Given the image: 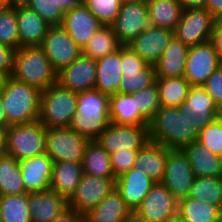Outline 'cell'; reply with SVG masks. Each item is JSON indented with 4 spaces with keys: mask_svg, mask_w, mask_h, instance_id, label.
I'll return each mask as SVG.
<instances>
[{
    "mask_svg": "<svg viewBox=\"0 0 222 222\" xmlns=\"http://www.w3.org/2000/svg\"><path fill=\"white\" fill-rule=\"evenodd\" d=\"M122 46L112 26L102 25L84 46L82 55L97 60L120 49Z\"/></svg>",
    "mask_w": 222,
    "mask_h": 222,
    "instance_id": "cell-35",
    "label": "cell"
},
{
    "mask_svg": "<svg viewBox=\"0 0 222 222\" xmlns=\"http://www.w3.org/2000/svg\"><path fill=\"white\" fill-rule=\"evenodd\" d=\"M167 148L149 140L138 150L133 169L144 172L155 183H161L166 166Z\"/></svg>",
    "mask_w": 222,
    "mask_h": 222,
    "instance_id": "cell-26",
    "label": "cell"
},
{
    "mask_svg": "<svg viewBox=\"0 0 222 222\" xmlns=\"http://www.w3.org/2000/svg\"><path fill=\"white\" fill-rule=\"evenodd\" d=\"M19 166L28 193L50 190L53 161L46 152L19 161Z\"/></svg>",
    "mask_w": 222,
    "mask_h": 222,
    "instance_id": "cell-21",
    "label": "cell"
},
{
    "mask_svg": "<svg viewBox=\"0 0 222 222\" xmlns=\"http://www.w3.org/2000/svg\"><path fill=\"white\" fill-rule=\"evenodd\" d=\"M220 222H222V208H221Z\"/></svg>",
    "mask_w": 222,
    "mask_h": 222,
    "instance_id": "cell-65",
    "label": "cell"
},
{
    "mask_svg": "<svg viewBox=\"0 0 222 222\" xmlns=\"http://www.w3.org/2000/svg\"><path fill=\"white\" fill-rule=\"evenodd\" d=\"M165 222H188L185 220L179 213L173 215L171 218H168Z\"/></svg>",
    "mask_w": 222,
    "mask_h": 222,
    "instance_id": "cell-57",
    "label": "cell"
},
{
    "mask_svg": "<svg viewBox=\"0 0 222 222\" xmlns=\"http://www.w3.org/2000/svg\"><path fill=\"white\" fill-rule=\"evenodd\" d=\"M131 211L115 188L84 217L90 222H121Z\"/></svg>",
    "mask_w": 222,
    "mask_h": 222,
    "instance_id": "cell-31",
    "label": "cell"
},
{
    "mask_svg": "<svg viewBox=\"0 0 222 222\" xmlns=\"http://www.w3.org/2000/svg\"><path fill=\"white\" fill-rule=\"evenodd\" d=\"M139 1H144V0H120L121 4L130 3V2H139Z\"/></svg>",
    "mask_w": 222,
    "mask_h": 222,
    "instance_id": "cell-60",
    "label": "cell"
},
{
    "mask_svg": "<svg viewBox=\"0 0 222 222\" xmlns=\"http://www.w3.org/2000/svg\"><path fill=\"white\" fill-rule=\"evenodd\" d=\"M8 127L38 120L41 91L32 85L5 77L0 90Z\"/></svg>",
    "mask_w": 222,
    "mask_h": 222,
    "instance_id": "cell-3",
    "label": "cell"
},
{
    "mask_svg": "<svg viewBox=\"0 0 222 222\" xmlns=\"http://www.w3.org/2000/svg\"><path fill=\"white\" fill-rule=\"evenodd\" d=\"M133 95L136 96V104L140 115L149 123L156 111L161 107L159 88L156 81Z\"/></svg>",
    "mask_w": 222,
    "mask_h": 222,
    "instance_id": "cell-40",
    "label": "cell"
},
{
    "mask_svg": "<svg viewBox=\"0 0 222 222\" xmlns=\"http://www.w3.org/2000/svg\"><path fill=\"white\" fill-rule=\"evenodd\" d=\"M121 66L123 77L119 93L134 94L155 82V66L148 64L128 46L121 47Z\"/></svg>",
    "mask_w": 222,
    "mask_h": 222,
    "instance_id": "cell-8",
    "label": "cell"
},
{
    "mask_svg": "<svg viewBox=\"0 0 222 222\" xmlns=\"http://www.w3.org/2000/svg\"><path fill=\"white\" fill-rule=\"evenodd\" d=\"M149 25L147 4L144 0L121 4L118 16L111 26L120 43L127 46Z\"/></svg>",
    "mask_w": 222,
    "mask_h": 222,
    "instance_id": "cell-15",
    "label": "cell"
},
{
    "mask_svg": "<svg viewBox=\"0 0 222 222\" xmlns=\"http://www.w3.org/2000/svg\"><path fill=\"white\" fill-rule=\"evenodd\" d=\"M219 57L222 59V25H220L216 20L213 25L210 41Z\"/></svg>",
    "mask_w": 222,
    "mask_h": 222,
    "instance_id": "cell-48",
    "label": "cell"
},
{
    "mask_svg": "<svg viewBox=\"0 0 222 222\" xmlns=\"http://www.w3.org/2000/svg\"><path fill=\"white\" fill-rule=\"evenodd\" d=\"M32 222H51L68 208V200L52 190L28 193Z\"/></svg>",
    "mask_w": 222,
    "mask_h": 222,
    "instance_id": "cell-23",
    "label": "cell"
},
{
    "mask_svg": "<svg viewBox=\"0 0 222 222\" xmlns=\"http://www.w3.org/2000/svg\"><path fill=\"white\" fill-rule=\"evenodd\" d=\"M109 124V96L96 89L78 93L76 114L69 127L89 141H96Z\"/></svg>",
    "mask_w": 222,
    "mask_h": 222,
    "instance_id": "cell-2",
    "label": "cell"
},
{
    "mask_svg": "<svg viewBox=\"0 0 222 222\" xmlns=\"http://www.w3.org/2000/svg\"><path fill=\"white\" fill-rule=\"evenodd\" d=\"M179 110L194 127L201 131L219 117L220 110L203 86H192Z\"/></svg>",
    "mask_w": 222,
    "mask_h": 222,
    "instance_id": "cell-16",
    "label": "cell"
},
{
    "mask_svg": "<svg viewBox=\"0 0 222 222\" xmlns=\"http://www.w3.org/2000/svg\"><path fill=\"white\" fill-rule=\"evenodd\" d=\"M40 48L57 73L82 55V48L61 25L50 26Z\"/></svg>",
    "mask_w": 222,
    "mask_h": 222,
    "instance_id": "cell-10",
    "label": "cell"
},
{
    "mask_svg": "<svg viewBox=\"0 0 222 222\" xmlns=\"http://www.w3.org/2000/svg\"><path fill=\"white\" fill-rule=\"evenodd\" d=\"M215 18L205 8L183 10L174 36L191 47L210 41Z\"/></svg>",
    "mask_w": 222,
    "mask_h": 222,
    "instance_id": "cell-12",
    "label": "cell"
},
{
    "mask_svg": "<svg viewBox=\"0 0 222 222\" xmlns=\"http://www.w3.org/2000/svg\"><path fill=\"white\" fill-rule=\"evenodd\" d=\"M78 93L59 83L41 91L38 120L47 128L69 127L76 114Z\"/></svg>",
    "mask_w": 222,
    "mask_h": 222,
    "instance_id": "cell-5",
    "label": "cell"
},
{
    "mask_svg": "<svg viewBox=\"0 0 222 222\" xmlns=\"http://www.w3.org/2000/svg\"><path fill=\"white\" fill-rule=\"evenodd\" d=\"M219 118L222 120V109L220 110Z\"/></svg>",
    "mask_w": 222,
    "mask_h": 222,
    "instance_id": "cell-63",
    "label": "cell"
},
{
    "mask_svg": "<svg viewBox=\"0 0 222 222\" xmlns=\"http://www.w3.org/2000/svg\"><path fill=\"white\" fill-rule=\"evenodd\" d=\"M61 26L83 49L102 24L82 3L64 12Z\"/></svg>",
    "mask_w": 222,
    "mask_h": 222,
    "instance_id": "cell-19",
    "label": "cell"
},
{
    "mask_svg": "<svg viewBox=\"0 0 222 222\" xmlns=\"http://www.w3.org/2000/svg\"><path fill=\"white\" fill-rule=\"evenodd\" d=\"M6 132L7 129L0 127V155L6 154Z\"/></svg>",
    "mask_w": 222,
    "mask_h": 222,
    "instance_id": "cell-54",
    "label": "cell"
},
{
    "mask_svg": "<svg viewBox=\"0 0 222 222\" xmlns=\"http://www.w3.org/2000/svg\"><path fill=\"white\" fill-rule=\"evenodd\" d=\"M221 63L222 59L210 42L191 46L187 54L184 77L192 86H202Z\"/></svg>",
    "mask_w": 222,
    "mask_h": 222,
    "instance_id": "cell-14",
    "label": "cell"
},
{
    "mask_svg": "<svg viewBox=\"0 0 222 222\" xmlns=\"http://www.w3.org/2000/svg\"><path fill=\"white\" fill-rule=\"evenodd\" d=\"M116 188V178H102L83 174L68 207L85 215Z\"/></svg>",
    "mask_w": 222,
    "mask_h": 222,
    "instance_id": "cell-13",
    "label": "cell"
},
{
    "mask_svg": "<svg viewBox=\"0 0 222 222\" xmlns=\"http://www.w3.org/2000/svg\"><path fill=\"white\" fill-rule=\"evenodd\" d=\"M84 215L68 207L51 222H82Z\"/></svg>",
    "mask_w": 222,
    "mask_h": 222,
    "instance_id": "cell-49",
    "label": "cell"
},
{
    "mask_svg": "<svg viewBox=\"0 0 222 222\" xmlns=\"http://www.w3.org/2000/svg\"><path fill=\"white\" fill-rule=\"evenodd\" d=\"M96 61V81L94 89L108 96L119 93L122 79L121 48Z\"/></svg>",
    "mask_w": 222,
    "mask_h": 222,
    "instance_id": "cell-25",
    "label": "cell"
},
{
    "mask_svg": "<svg viewBox=\"0 0 222 222\" xmlns=\"http://www.w3.org/2000/svg\"><path fill=\"white\" fill-rule=\"evenodd\" d=\"M9 7H17L26 5L28 0H5Z\"/></svg>",
    "mask_w": 222,
    "mask_h": 222,
    "instance_id": "cell-56",
    "label": "cell"
},
{
    "mask_svg": "<svg viewBox=\"0 0 222 222\" xmlns=\"http://www.w3.org/2000/svg\"><path fill=\"white\" fill-rule=\"evenodd\" d=\"M173 37V30L149 25L127 46L148 64L155 65Z\"/></svg>",
    "mask_w": 222,
    "mask_h": 222,
    "instance_id": "cell-18",
    "label": "cell"
},
{
    "mask_svg": "<svg viewBox=\"0 0 222 222\" xmlns=\"http://www.w3.org/2000/svg\"><path fill=\"white\" fill-rule=\"evenodd\" d=\"M15 50L7 45L0 44V73L10 76L13 68Z\"/></svg>",
    "mask_w": 222,
    "mask_h": 222,
    "instance_id": "cell-47",
    "label": "cell"
},
{
    "mask_svg": "<svg viewBox=\"0 0 222 222\" xmlns=\"http://www.w3.org/2000/svg\"><path fill=\"white\" fill-rule=\"evenodd\" d=\"M0 44L14 50L20 47L16 7H9L0 15Z\"/></svg>",
    "mask_w": 222,
    "mask_h": 222,
    "instance_id": "cell-41",
    "label": "cell"
},
{
    "mask_svg": "<svg viewBox=\"0 0 222 222\" xmlns=\"http://www.w3.org/2000/svg\"><path fill=\"white\" fill-rule=\"evenodd\" d=\"M207 93L214 99L218 109H222V63L202 85Z\"/></svg>",
    "mask_w": 222,
    "mask_h": 222,
    "instance_id": "cell-46",
    "label": "cell"
},
{
    "mask_svg": "<svg viewBox=\"0 0 222 222\" xmlns=\"http://www.w3.org/2000/svg\"><path fill=\"white\" fill-rule=\"evenodd\" d=\"M154 185L155 182L148 175L133 168L116 178V190L132 211Z\"/></svg>",
    "mask_w": 222,
    "mask_h": 222,
    "instance_id": "cell-24",
    "label": "cell"
},
{
    "mask_svg": "<svg viewBox=\"0 0 222 222\" xmlns=\"http://www.w3.org/2000/svg\"><path fill=\"white\" fill-rule=\"evenodd\" d=\"M189 48L174 36L158 62L154 65L156 77L173 78L184 76Z\"/></svg>",
    "mask_w": 222,
    "mask_h": 222,
    "instance_id": "cell-29",
    "label": "cell"
},
{
    "mask_svg": "<svg viewBox=\"0 0 222 222\" xmlns=\"http://www.w3.org/2000/svg\"><path fill=\"white\" fill-rule=\"evenodd\" d=\"M89 142L70 127L50 128L46 133V153L53 162H82Z\"/></svg>",
    "mask_w": 222,
    "mask_h": 222,
    "instance_id": "cell-7",
    "label": "cell"
},
{
    "mask_svg": "<svg viewBox=\"0 0 222 222\" xmlns=\"http://www.w3.org/2000/svg\"><path fill=\"white\" fill-rule=\"evenodd\" d=\"M57 1L64 11H67L74 6L80 5L83 3V0H57Z\"/></svg>",
    "mask_w": 222,
    "mask_h": 222,
    "instance_id": "cell-52",
    "label": "cell"
},
{
    "mask_svg": "<svg viewBox=\"0 0 222 222\" xmlns=\"http://www.w3.org/2000/svg\"><path fill=\"white\" fill-rule=\"evenodd\" d=\"M26 193L19 161L8 154L0 155V196Z\"/></svg>",
    "mask_w": 222,
    "mask_h": 222,
    "instance_id": "cell-34",
    "label": "cell"
},
{
    "mask_svg": "<svg viewBox=\"0 0 222 222\" xmlns=\"http://www.w3.org/2000/svg\"><path fill=\"white\" fill-rule=\"evenodd\" d=\"M197 141L222 157V120L218 117L206 126Z\"/></svg>",
    "mask_w": 222,
    "mask_h": 222,
    "instance_id": "cell-44",
    "label": "cell"
},
{
    "mask_svg": "<svg viewBox=\"0 0 222 222\" xmlns=\"http://www.w3.org/2000/svg\"><path fill=\"white\" fill-rule=\"evenodd\" d=\"M178 213L188 222H220L221 208L185 197L178 200Z\"/></svg>",
    "mask_w": 222,
    "mask_h": 222,
    "instance_id": "cell-37",
    "label": "cell"
},
{
    "mask_svg": "<svg viewBox=\"0 0 222 222\" xmlns=\"http://www.w3.org/2000/svg\"><path fill=\"white\" fill-rule=\"evenodd\" d=\"M205 9L216 19L222 13V0H207Z\"/></svg>",
    "mask_w": 222,
    "mask_h": 222,
    "instance_id": "cell-50",
    "label": "cell"
},
{
    "mask_svg": "<svg viewBox=\"0 0 222 222\" xmlns=\"http://www.w3.org/2000/svg\"><path fill=\"white\" fill-rule=\"evenodd\" d=\"M96 141L109 154L126 149L139 150L149 141L148 125L110 123Z\"/></svg>",
    "mask_w": 222,
    "mask_h": 222,
    "instance_id": "cell-11",
    "label": "cell"
},
{
    "mask_svg": "<svg viewBox=\"0 0 222 222\" xmlns=\"http://www.w3.org/2000/svg\"><path fill=\"white\" fill-rule=\"evenodd\" d=\"M20 47H40L50 25L26 5L16 7Z\"/></svg>",
    "mask_w": 222,
    "mask_h": 222,
    "instance_id": "cell-22",
    "label": "cell"
},
{
    "mask_svg": "<svg viewBox=\"0 0 222 222\" xmlns=\"http://www.w3.org/2000/svg\"><path fill=\"white\" fill-rule=\"evenodd\" d=\"M146 4L151 26L174 31L183 12L178 0H146Z\"/></svg>",
    "mask_w": 222,
    "mask_h": 222,
    "instance_id": "cell-32",
    "label": "cell"
},
{
    "mask_svg": "<svg viewBox=\"0 0 222 222\" xmlns=\"http://www.w3.org/2000/svg\"><path fill=\"white\" fill-rule=\"evenodd\" d=\"M121 222H146V221L133 210Z\"/></svg>",
    "mask_w": 222,
    "mask_h": 222,
    "instance_id": "cell-55",
    "label": "cell"
},
{
    "mask_svg": "<svg viewBox=\"0 0 222 222\" xmlns=\"http://www.w3.org/2000/svg\"><path fill=\"white\" fill-rule=\"evenodd\" d=\"M88 10L104 26H111L120 11V0H83Z\"/></svg>",
    "mask_w": 222,
    "mask_h": 222,
    "instance_id": "cell-42",
    "label": "cell"
},
{
    "mask_svg": "<svg viewBox=\"0 0 222 222\" xmlns=\"http://www.w3.org/2000/svg\"><path fill=\"white\" fill-rule=\"evenodd\" d=\"M4 79H5V76L2 73H0V90L2 89Z\"/></svg>",
    "mask_w": 222,
    "mask_h": 222,
    "instance_id": "cell-59",
    "label": "cell"
},
{
    "mask_svg": "<svg viewBox=\"0 0 222 222\" xmlns=\"http://www.w3.org/2000/svg\"><path fill=\"white\" fill-rule=\"evenodd\" d=\"M83 173L102 178H115L110 154L97 142L90 141L82 159Z\"/></svg>",
    "mask_w": 222,
    "mask_h": 222,
    "instance_id": "cell-33",
    "label": "cell"
},
{
    "mask_svg": "<svg viewBox=\"0 0 222 222\" xmlns=\"http://www.w3.org/2000/svg\"><path fill=\"white\" fill-rule=\"evenodd\" d=\"M138 150L115 151L110 154L114 177L118 178L133 168Z\"/></svg>",
    "mask_w": 222,
    "mask_h": 222,
    "instance_id": "cell-45",
    "label": "cell"
},
{
    "mask_svg": "<svg viewBox=\"0 0 222 222\" xmlns=\"http://www.w3.org/2000/svg\"><path fill=\"white\" fill-rule=\"evenodd\" d=\"M7 8H9V6L7 5L5 0H0V15L7 10Z\"/></svg>",
    "mask_w": 222,
    "mask_h": 222,
    "instance_id": "cell-58",
    "label": "cell"
},
{
    "mask_svg": "<svg viewBox=\"0 0 222 222\" xmlns=\"http://www.w3.org/2000/svg\"><path fill=\"white\" fill-rule=\"evenodd\" d=\"M83 174L82 162H53L50 190L69 200L75 193Z\"/></svg>",
    "mask_w": 222,
    "mask_h": 222,
    "instance_id": "cell-28",
    "label": "cell"
},
{
    "mask_svg": "<svg viewBox=\"0 0 222 222\" xmlns=\"http://www.w3.org/2000/svg\"><path fill=\"white\" fill-rule=\"evenodd\" d=\"M196 176L183 149H167L162 184L178 199L188 197Z\"/></svg>",
    "mask_w": 222,
    "mask_h": 222,
    "instance_id": "cell-9",
    "label": "cell"
},
{
    "mask_svg": "<svg viewBox=\"0 0 222 222\" xmlns=\"http://www.w3.org/2000/svg\"><path fill=\"white\" fill-rule=\"evenodd\" d=\"M161 106L179 107L185 100L192 85L182 77H156Z\"/></svg>",
    "mask_w": 222,
    "mask_h": 222,
    "instance_id": "cell-36",
    "label": "cell"
},
{
    "mask_svg": "<svg viewBox=\"0 0 222 222\" xmlns=\"http://www.w3.org/2000/svg\"><path fill=\"white\" fill-rule=\"evenodd\" d=\"M183 8L195 9V8H205L207 0H178Z\"/></svg>",
    "mask_w": 222,
    "mask_h": 222,
    "instance_id": "cell-51",
    "label": "cell"
},
{
    "mask_svg": "<svg viewBox=\"0 0 222 222\" xmlns=\"http://www.w3.org/2000/svg\"><path fill=\"white\" fill-rule=\"evenodd\" d=\"M134 211L146 222H165L178 213V199L162 183H155Z\"/></svg>",
    "mask_w": 222,
    "mask_h": 222,
    "instance_id": "cell-17",
    "label": "cell"
},
{
    "mask_svg": "<svg viewBox=\"0 0 222 222\" xmlns=\"http://www.w3.org/2000/svg\"><path fill=\"white\" fill-rule=\"evenodd\" d=\"M183 150L196 177H219L222 174V157L197 140L185 146Z\"/></svg>",
    "mask_w": 222,
    "mask_h": 222,
    "instance_id": "cell-27",
    "label": "cell"
},
{
    "mask_svg": "<svg viewBox=\"0 0 222 222\" xmlns=\"http://www.w3.org/2000/svg\"><path fill=\"white\" fill-rule=\"evenodd\" d=\"M219 183H220L221 195H222V174L219 176ZM221 208H222V202H221Z\"/></svg>",
    "mask_w": 222,
    "mask_h": 222,
    "instance_id": "cell-62",
    "label": "cell"
},
{
    "mask_svg": "<svg viewBox=\"0 0 222 222\" xmlns=\"http://www.w3.org/2000/svg\"><path fill=\"white\" fill-rule=\"evenodd\" d=\"M26 6L35 11L50 26L61 25L65 11L57 0H28Z\"/></svg>",
    "mask_w": 222,
    "mask_h": 222,
    "instance_id": "cell-43",
    "label": "cell"
},
{
    "mask_svg": "<svg viewBox=\"0 0 222 222\" xmlns=\"http://www.w3.org/2000/svg\"><path fill=\"white\" fill-rule=\"evenodd\" d=\"M95 81L96 61L84 55L57 73V83L77 93L94 89Z\"/></svg>",
    "mask_w": 222,
    "mask_h": 222,
    "instance_id": "cell-20",
    "label": "cell"
},
{
    "mask_svg": "<svg viewBox=\"0 0 222 222\" xmlns=\"http://www.w3.org/2000/svg\"><path fill=\"white\" fill-rule=\"evenodd\" d=\"M110 123L118 125H148L149 123L140 115L133 94H112L109 96Z\"/></svg>",
    "mask_w": 222,
    "mask_h": 222,
    "instance_id": "cell-30",
    "label": "cell"
},
{
    "mask_svg": "<svg viewBox=\"0 0 222 222\" xmlns=\"http://www.w3.org/2000/svg\"><path fill=\"white\" fill-rule=\"evenodd\" d=\"M148 132L149 140L167 149H183L198 139L201 130L189 123L179 107L161 106L149 121Z\"/></svg>",
    "mask_w": 222,
    "mask_h": 222,
    "instance_id": "cell-1",
    "label": "cell"
},
{
    "mask_svg": "<svg viewBox=\"0 0 222 222\" xmlns=\"http://www.w3.org/2000/svg\"><path fill=\"white\" fill-rule=\"evenodd\" d=\"M215 20L222 25V13Z\"/></svg>",
    "mask_w": 222,
    "mask_h": 222,
    "instance_id": "cell-61",
    "label": "cell"
},
{
    "mask_svg": "<svg viewBox=\"0 0 222 222\" xmlns=\"http://www.w3.org/2000/svg\"><path fill=\"white\" fill-rule=\"evenodd\" d=\"M10 76L40 91L57 82V72L40 47H19L15 50Z\"/></svg>",
    "mask_w": 222,
    "mask_h": 222,
    "instance_id": "cell-4",
    "label": "cell"
},
{
    "mask_svg": "<svg viewBox=\"0 0 222 222\" xmlns=\"http://www.w3.org/2000/svg\"><path fill=\"white\" fill-rule=\"evenodd\" d=\"M46 133L47 128L39 120L9 126L6 132V154L21 161L45 153Z\"/></svg>",
    "mask_w": 222,
    "mask_h": 222,
    "instance_id": "cell-6",
    "label": "cell"
},
{
    "mask_svg": "<svg viewBox=\"0 0 222 222\" xmlns=\"http://www.w3.org/2000/svg\"><path fill=\"white\" fill-rule=\"evenodd\" d=\"M0 127L5 129L8 128L7 116L5 113V109L3 107L1 94H0Z\"/></svg>",
    "mask_w": 222,
    "mask_h": 222,
    "instance_id": "cell-53",
    "label": "cell"
},
{
    "mask_svg": "<svg viewBox=\"0 0 222 222\" xmlns=\"http://www.w3.org/2000/svg\"><path fill=\"white\" fill-rule=\"evenodd\" d=\"M82 222H90L85 217L83 218Z\"/></svg>",
    "mask_w": 222,
    "mask_h": 222,
    "instance_id": "cell-64",
    "label": "cell"
},
{
    "mask_svg": "<svg viewBox=\"0 0 222 222\" xmlns=\"http://www.w3.org/2000/svg\"><path fill=\"white\" fill-rule=\"evenodd\" d=\"M0 214L3 222H32L28 193L0 196Z\"/></svg>",
    "mask_w": 222,
    "mask_h": 222,
    "instance_id": "cell-38",
    "label": "cell"
},
{
    "mask_svg": "<svg viewBox=\"0 0 222 222\" xmlns=\"http://www.w3.org/2000/svg\"><path fill=\"white\" fill-rule=\"evenodd\" d=\"M188 197L221 208L222 195L219 177H196Z\"/></svg>",
    "mask_w": 222,
    "mask_h": 222,
    "instance_id": "cell-39",
    "label": "cell"
}]
</instances>
